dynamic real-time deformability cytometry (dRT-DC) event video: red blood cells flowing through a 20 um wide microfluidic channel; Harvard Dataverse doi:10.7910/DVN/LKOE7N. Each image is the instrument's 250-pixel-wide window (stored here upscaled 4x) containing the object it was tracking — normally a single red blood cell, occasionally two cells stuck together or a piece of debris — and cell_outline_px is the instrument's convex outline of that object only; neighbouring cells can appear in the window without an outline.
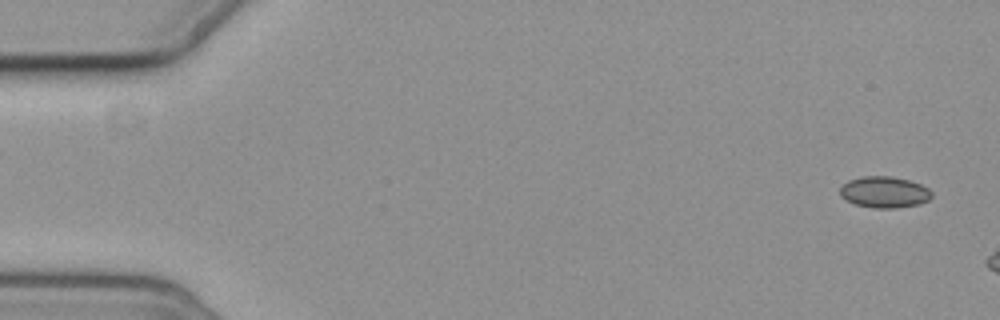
{"species": "common noctule bat (a hibernating species)", "species_latin": "Nyctalus noctula", "temperature_condition": "cold", "stored_images_in_passage": 3, "camera_frame_rate_fps": 3000, "um_per_image_px": 0.085, "animal": {"sex": "female", "body_mass_g": 19.3, "forearm_length_mm": 54.1}, "frame": {"image": 1, "passage_image": 3, "time_ms": 2.333, "image_size_px": [1000, 320], "cell_outline_px": [[932, 196], [928, 200], [920, 204], [896, 208], [872, 208], [856, 204], [840, 196], [840, 188], [848, 180], [864, 176], [892, 176], [908, 180], [920, 184], [928, 188], [932, 192]], "centroid_in_image_um": [75.19, 16.33], "position_along_channel_um": 9.8, "area_um2": 16.7}}